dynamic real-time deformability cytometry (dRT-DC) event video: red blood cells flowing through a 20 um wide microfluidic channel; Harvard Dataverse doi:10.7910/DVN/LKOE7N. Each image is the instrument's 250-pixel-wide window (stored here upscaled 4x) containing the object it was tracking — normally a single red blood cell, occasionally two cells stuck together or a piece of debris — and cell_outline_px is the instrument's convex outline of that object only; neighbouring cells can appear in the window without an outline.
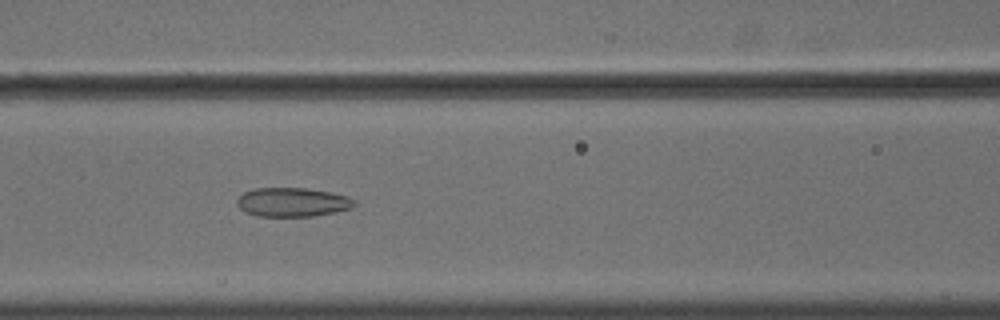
{"species": "common noctule bat (a hibernating species)", "species_latin": "Nyctalus noctula", "temperature_condition": "cold", "stored_images_in_passage": 43, "camera_frame_rate_fps": 3000, "um_per_image_px": 0.085, "animal": {"sex": "male", "body_mass_g": 18.8}, "frame": {"image": 1, "passage_image": 12, "time_ms": 3.667, "image_size_px": [1000, 320], "cell_outline_px": [[356, 204], [352, 208], [336, 212], [312, 216], [256, 216], [244, 212], [236, 204], [236, 200], [244, 192], [256, 188], [308, 188], [328, 192], [344, 196], [352, 200]], "centroid_in_image_um": [24.81, 17.19], "position_along_channel_um": 141.8, "area_um2": 19.71}}
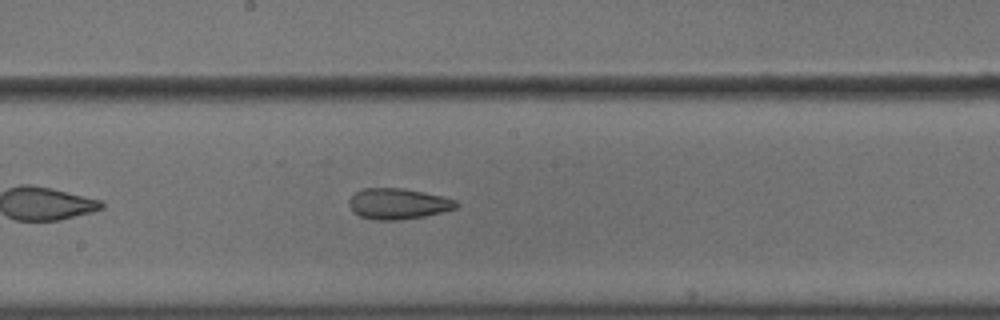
{"frame": {"image": 2, "passage_image": 18, "time_ms": 5.667, "image_size_px": [1000, 320], "cell_outline_px": [[460, 204], [456, 208], [424, 216], [396, 220], [372, 220], [360, 216], [352, 212], [348, 204], [348, 200], [356, 192], [364, 188], [404, 188], [444, 196], [456, 200]], "centroid_in_image_um": [33.82, 17.31], "position_along_channel_um": 214.4, "area_um2": 19.36}}
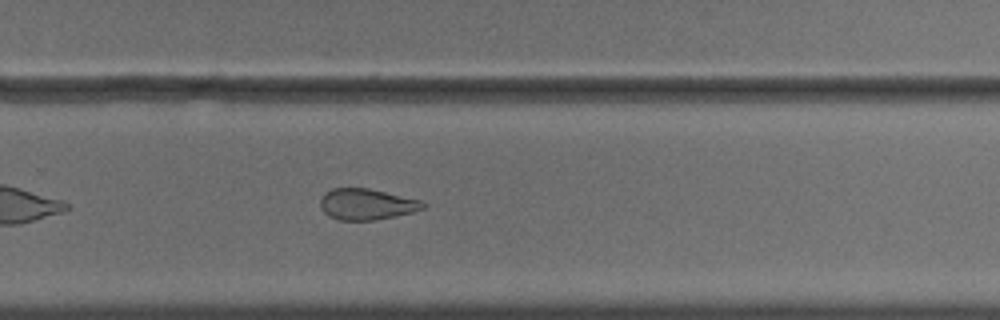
{"frame": {"image": 3, "passage_image": 25, "time_ms": 8.0, "image_size_px": [1000, 320], "cell_outline_px": [[428, 204], [424, 208], [412, 212], [396, 216], [376, 220], [340, 220], [328, 216], [320, 208], [320, 200], [324, 192], [332, 188], [368, 188], [420, 200]], "centroid_in_image_um": [31.14, 17.36], "position_along_channel_um": 298.7, "area_um2": 18.67}, "authors_computed_cell_mechanics": {"area_um2": 20.4612, "velocity_mm_per_s": 3.6209, "shape_relaxation_time_tau1_ms": null, "shape_relaxation_time_tau2_ms": 2.6283, "deformation_change_tau1": null, "deformation_change_tau2": 0.0931}}